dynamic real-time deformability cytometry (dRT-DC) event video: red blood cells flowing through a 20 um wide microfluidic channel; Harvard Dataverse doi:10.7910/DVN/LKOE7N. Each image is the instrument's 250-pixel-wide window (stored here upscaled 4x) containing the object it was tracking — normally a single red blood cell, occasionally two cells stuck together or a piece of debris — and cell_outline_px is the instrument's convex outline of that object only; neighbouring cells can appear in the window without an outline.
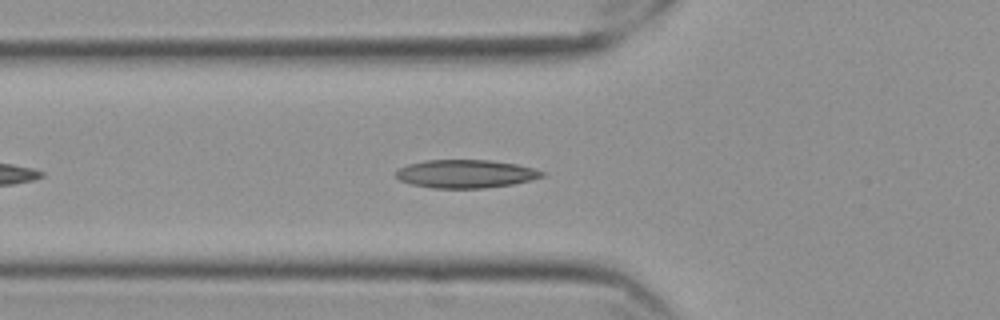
{"species": "Egyptian fruit bat (a non-hibernating species)", "species_latin": "Rousettus aegyptiacus", "temperature_condition": "cold", "stored_images_in_passage": 28, "camera_frame_rate_fps": 3000, "um_per_image_px": 0.085, "frame": {"image": 1, "passage_image": 7, "time_ms": 2.0, "image_size_px": [1000, 320], "cell_outline_px": [[544, 176], [532, 180], [512, 184], [484, 188], [432, 188], [412, 184], [400, 180], [396, 176], [396, 172], [400, 168], [408, 164], [428, 160], [488, 160], [516, 164], [532, 168], [544, 172]], "centroid_in_image_um": [39.59, 14.78], "position_along_channel_um": 86.2, "area_um2": 23.81}}
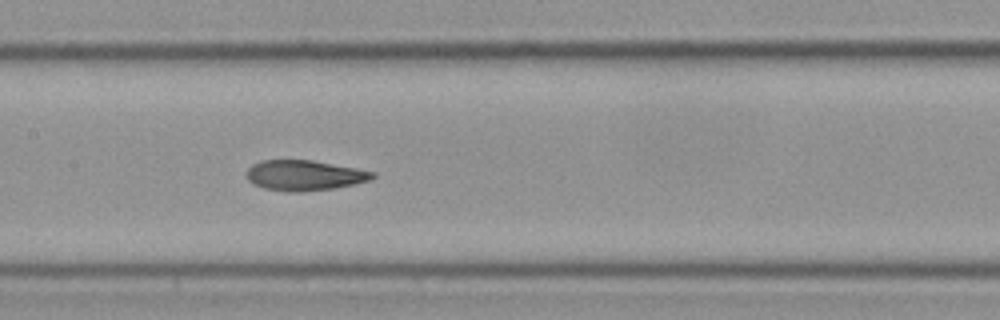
{"frame": {"image": 2, "passage_image": 15, "time_ms": 4.667, "image_size_px": [1000, 320], "cell_outline_px": [[376, 176], [368, 180], [352, 184], [332, 188], [300, 192], [288, 192], [264, 188], [252, 184], [248, 180], [244, 172], [252, 164], [260, 160], [312, 160], [356, 168], [376, 172]], "centroid_in_image_um": [25.81, 14.9], "position_along_channel_um": 181.6, "area_um2": 22.31}}
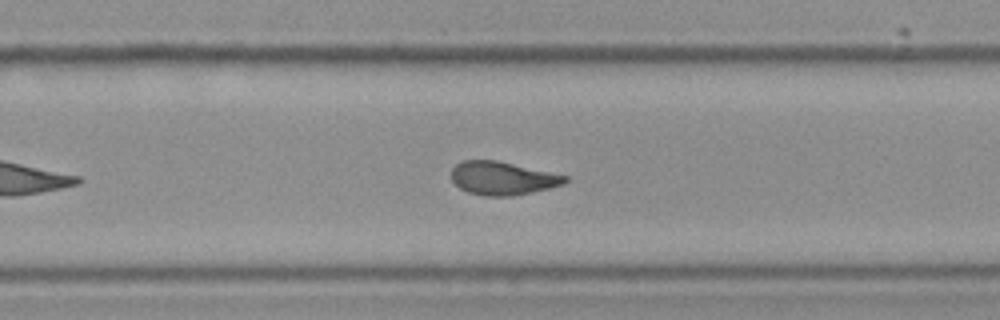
{"frame": {"image": 3, "passage_image": 24, "time_ms": 7.667, "image_size_px": [1000, 320], "cell_outline_px": [[568, 180], [564, 184], [532, 192], [512, 196], [484, 196], [468, 192], [460, 188], [452, 180], [452, 168], [460, 160], [496, 160], [568, 176]], "centroid_in_image_um": [42.7, 15.15], "position_along_channel_um": 287.1, "area_um2": 21.96}}